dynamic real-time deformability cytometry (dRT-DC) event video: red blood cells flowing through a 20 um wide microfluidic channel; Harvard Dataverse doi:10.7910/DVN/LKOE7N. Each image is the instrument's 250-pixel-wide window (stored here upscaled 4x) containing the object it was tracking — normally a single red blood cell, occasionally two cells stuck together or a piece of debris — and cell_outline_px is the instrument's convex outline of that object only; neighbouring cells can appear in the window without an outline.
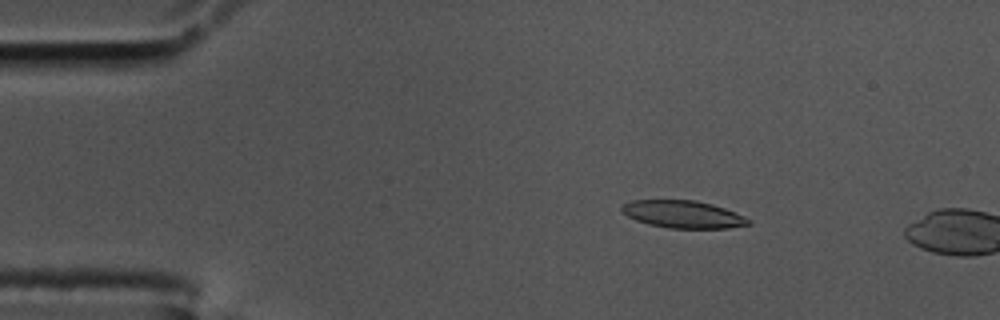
{"species": "common noctule bat (a hibernating species)", "species_latin": "Nyctalus noctula", "temperature_condition": "cold", "stored_images_in_passage": 13, "camera_frame_rate_fps": 3000, "um_per_image_px": 0.085, "animal": {"sex": "male", "body_mass_g": 17.5, "forearm_length_mm": 52.3}, "frame": {"image": 1, "passage_image": 10, "time_ms": 3.0, "image_size_px": [1000, 320], "cell_outline_px": [[752, 224], [728, 228], [668, 228], [648, 224], [636, 220], [620, 212], [620, 204], [632, 200], [696, 200], [712, 204], [724, 208], [744, 216], [752, 220]], "centroid_in_image_um": [58.03, 18.21], "position_along_channel_um": 27.0, "area_um2": 20.46}}